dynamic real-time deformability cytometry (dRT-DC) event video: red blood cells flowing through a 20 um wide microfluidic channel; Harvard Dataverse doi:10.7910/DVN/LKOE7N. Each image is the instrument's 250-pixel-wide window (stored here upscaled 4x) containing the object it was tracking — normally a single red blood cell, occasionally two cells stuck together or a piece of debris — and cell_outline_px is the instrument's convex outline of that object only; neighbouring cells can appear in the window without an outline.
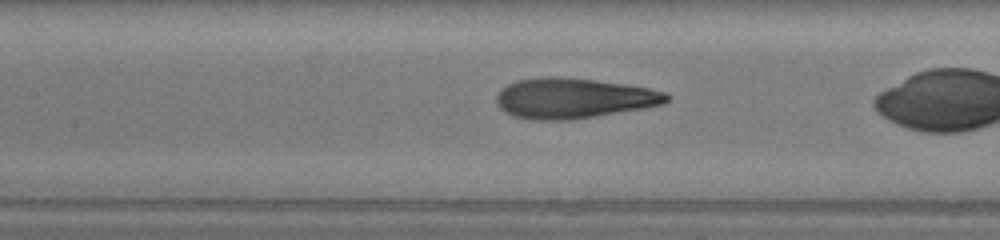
{"species": "human", "species_latin": "Homo sapiens", "temperature_condition": "warm", "stored_images_in_passage": 35, "camera_frame_rate_fps": 3000, "um_per_image_px": 0.085, "donor": {"sex": "female"}, "frame": {"image": 1, "passage_image": 19, "time_ms": 6.0, "image_size_px": [1000, 240], "cell_outline_px": [[668, 100], [664, 104], [644, 108], [568, 120], [532, 120], [516, 116], [504, 112], [496, 104], [496, 96], [500, 88], [516, 80], [544, 76], [560, 76], [596, 80], [624, 84], [648, 88], [664, 92], [668, 96]], "centroid_in_image_um": [48.69, 8.34], "position_along_channel_um": 158.7, "area_um2": 40.0}}
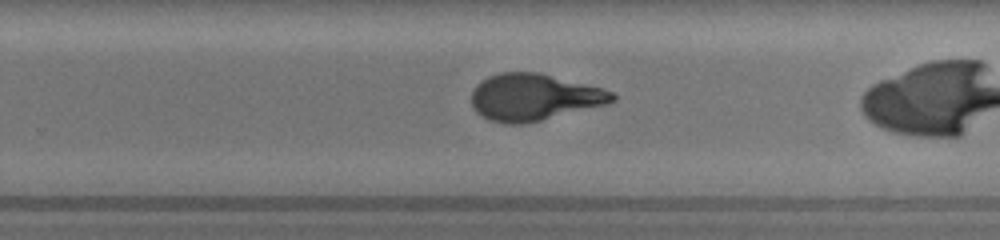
{"frame": {"image": 2, "passage_image": 28, "time_ms": 9.0, "image_size_px": [1000, 240], "cell_outline_px": [[616, 100], [608, 104], [524, 124], [504, 124], [488, 120], [476, 112], [472, 104], [472, 92], [476, 84], [480, 80], [488, 76], [500, 72], [536, 72], [600, 88], [612, 92], [616, 96]], "centroid_in_image_um": [45.34, 8.27], "position_along_channel_um": 284.5, "area_um2": 38.21}}
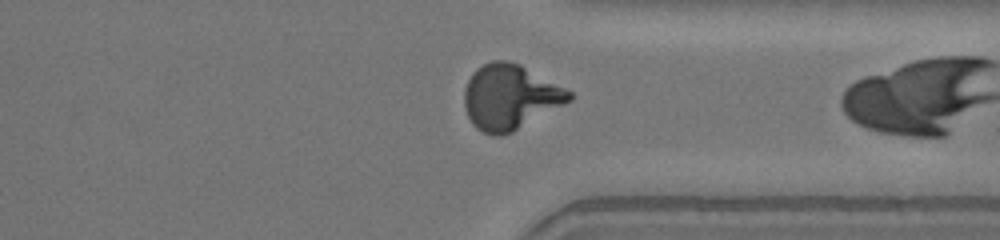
{"frame": {"image": 3, "passage_image": 34, "time_ms": 11.0, "image_size_px": [1000, 240], "cell_outline_px": [[572, 100], [512, 132], [500, 136], [492, 136], [476, 128], [472, 124], [468, 116], [464, 104], [464, 88], [472, 72], [476, 68], [492, 60], [508, 60], [520, 64], [572, 92]], "centroid_in_image_um": [43.32, 8.24], "position_along_channel_um": 368.1, "area_um2": 39.65}}